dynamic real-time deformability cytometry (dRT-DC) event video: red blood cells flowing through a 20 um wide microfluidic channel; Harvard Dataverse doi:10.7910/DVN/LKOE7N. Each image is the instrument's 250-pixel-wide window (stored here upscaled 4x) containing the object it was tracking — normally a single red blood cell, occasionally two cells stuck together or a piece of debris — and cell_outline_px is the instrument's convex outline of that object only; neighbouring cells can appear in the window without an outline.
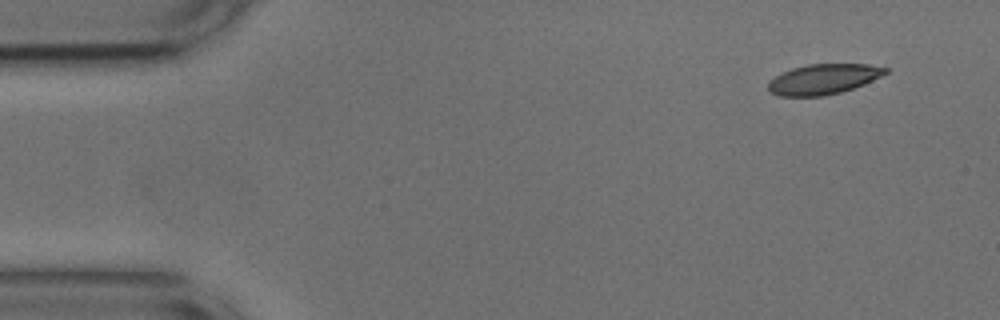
{"species": "common noctule bat (a hibernating species)", "species_latin": "Nyctalus noctula", "temperature_condition": "cold", "stored_images_in_passage": 6, "camera_frame_rate_fps": 3000, "um_per_image_px": 0.085, "animal": {"sex": "male", "body_mass_g": 17.9, "forearm_length_mm": 54.2}, "frame": {"image": 1, "passage_image": 1, "time_ms": 0.0, "image_size_px": [1000, 320], "cell_outline_px": [[888, 72], [864, 84], [840, 92], [824, 96], [780, 96], [768, 92], [768, 84], [776, 76], [792, 68], [808, 64], [868, 64], [888, 68]], "centroid_in_image_um": [69.98, 6.73], "position_along_channel_um": 15.0, "area_um2": 20.46}}